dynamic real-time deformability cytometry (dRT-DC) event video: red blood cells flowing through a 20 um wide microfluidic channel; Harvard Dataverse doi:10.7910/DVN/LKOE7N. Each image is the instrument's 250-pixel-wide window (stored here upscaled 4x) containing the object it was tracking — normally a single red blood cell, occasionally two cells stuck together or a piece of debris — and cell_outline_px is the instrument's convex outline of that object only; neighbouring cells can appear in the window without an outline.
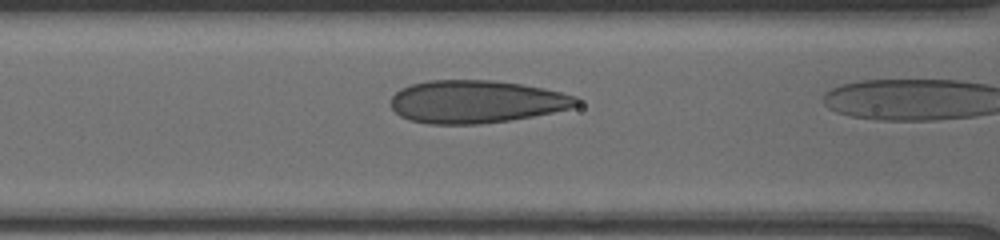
{"species": "human", "species_latin": "Homo sapiens", "temperature_condition": "cold", "stored_images_in_passage": 8, "camera_frame_rate_fps": 3000, "um_per_image_px": 0.085, "donor": {"sex": "male"}, "frame": {"image": 1, "passage_image": 7, "time_ms": 3.333, "image_size_px": [1000, 240], "cell_outline_px": [[580, 104], [568, 108], [552, 112], [532, 116], [508, 120], [480, 124], [428, 124], [408, 120], [400, 116], [392, 108], [392, 96], [400, 88], [412, 84], [428, 80], [496, 80], [544, 88], [576, 96], [580, 100]], "centroid_in_image_um": [40.45, 8.64], "position_along_channel_um": 126.1, "area_um2": 46.24}}